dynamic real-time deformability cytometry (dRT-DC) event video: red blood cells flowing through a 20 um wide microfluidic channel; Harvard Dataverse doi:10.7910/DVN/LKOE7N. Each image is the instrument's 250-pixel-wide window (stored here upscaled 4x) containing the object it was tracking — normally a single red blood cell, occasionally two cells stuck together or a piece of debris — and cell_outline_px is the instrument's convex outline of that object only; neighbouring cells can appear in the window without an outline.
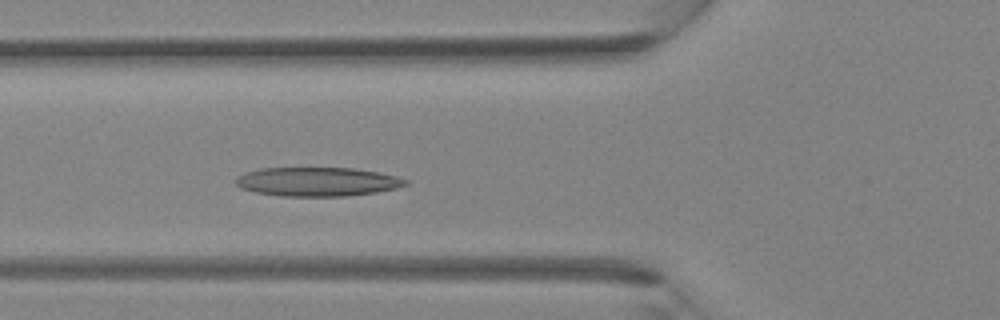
{"species": "Egyptian fruit bat (a non-hibernating species)", "species_latin": "Rousettus aegyptiacus", "temperature_condition": "room temperature", "stored_images_in_passage": 38, "camera_frame_rate_fps": 3000, "um_per_image_px": 0.085, "animal": {"sex": "female"}, "frame": {"image": 1, "passage_image": 13, "time_ms": 4.0, "image_size_px": [1000, 320], "cell_outline_px": [[408, 184], [396, 188], [376, 192], [348, 196], [280, 196], [256, 192], [240, 188], [236, 184], [236, 176], [244, 172], [260, 168], [352, 168], [376, 172], [396, 176], [408, 180]], "centroid_in_image_um": [26.94, 15.44], "position_along_channel_um": 98.9, "area_um2": 28.67}}
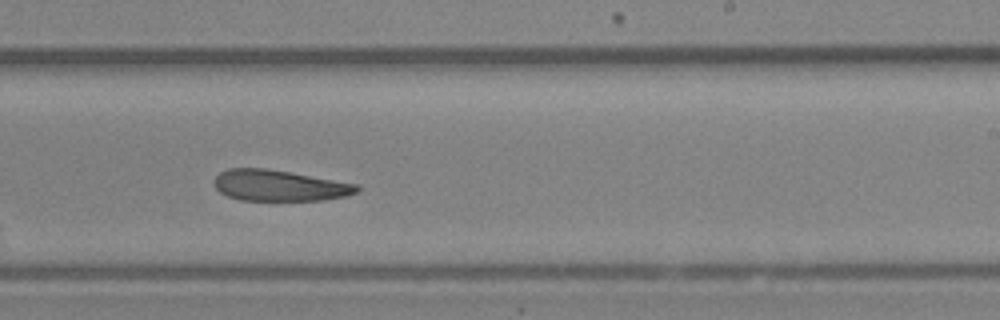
{"frame": {"image": 2, "passage_image": 23, "time_ms": 7.333, "image_size_px": [1000, 320], "cell_outline_px": [[360, 188], [356, 192], [344, 196], [324, 200], [240, 200], [228, 196], [220, 192], [216, 188], [216, 176], [220, 172], [228, 168], [264, 168], [360, 184]], "centroid_in_image_um": [23.76, 15.77], "position_along_channel_um": 265.2, "area_um2": 25.55}}
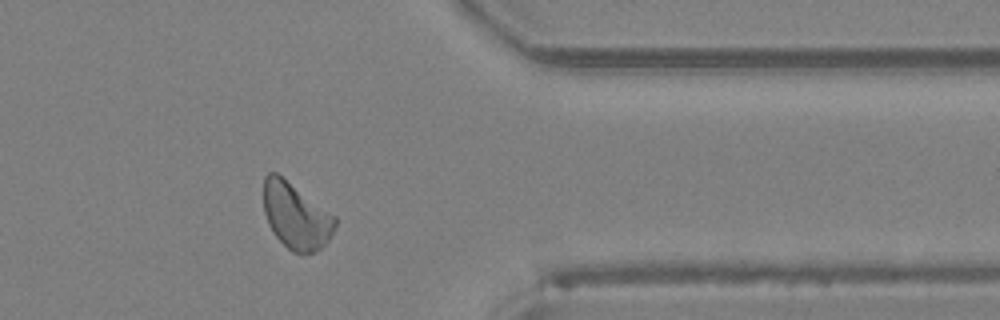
{"frame": {"image": 3, "passage_image": 31, "time_ms": 10.0, "image_size_px": [1000, 320], "cell_outline_px": [[336, 224], [328, 240], [320, 248], [312, 252], [292, 252], [272, 232], [268, 224], [264, 212], [264, 176], [268, 172], [276, 172], [336, 216]], "centroid_in_image_um": [25.14, 18.33], "position_along_channel_um": 386.3, "area_um2": 27.17}}